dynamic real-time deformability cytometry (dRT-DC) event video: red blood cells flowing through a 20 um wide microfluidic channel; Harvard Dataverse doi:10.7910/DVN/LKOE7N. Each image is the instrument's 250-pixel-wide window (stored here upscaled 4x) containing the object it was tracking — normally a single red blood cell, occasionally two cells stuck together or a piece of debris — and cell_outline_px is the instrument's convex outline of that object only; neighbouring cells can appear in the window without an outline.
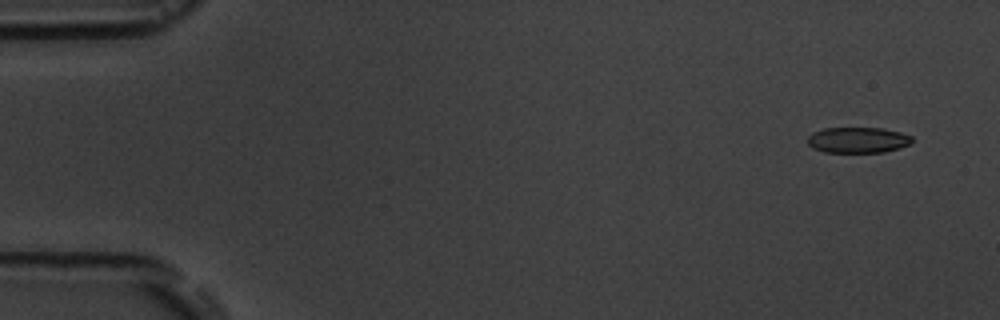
{"species": "common noctule bat (a hibernating species)", "species_latin": "Nyctalus noctula", "temperature_condition": "room temperature", "stored_images_in_passage": 4, "camera_frame_rate_fps": 3000, "um_per_image_px": 0.085, "animal": {"sex": "male", "body_mass_g": 19.5, "forearm_length_mm": 54.6}, "frame": {"image": 1, "passage_image": 2, "time_ms": 1.0, "image_size_px": [1000, 320], "cell_outline_px": [[912, 144], [900, 148], [884, 152], [824, 152], [812, 148], [808, 144], [808, 136], [812, 132], [824, 128], [880, 128], [900, 132], [912, 136]], "centroid_in_image_um": [72.92, 11.9], "position_along_channel_um": 12.1, "area_um2": 15.78}}